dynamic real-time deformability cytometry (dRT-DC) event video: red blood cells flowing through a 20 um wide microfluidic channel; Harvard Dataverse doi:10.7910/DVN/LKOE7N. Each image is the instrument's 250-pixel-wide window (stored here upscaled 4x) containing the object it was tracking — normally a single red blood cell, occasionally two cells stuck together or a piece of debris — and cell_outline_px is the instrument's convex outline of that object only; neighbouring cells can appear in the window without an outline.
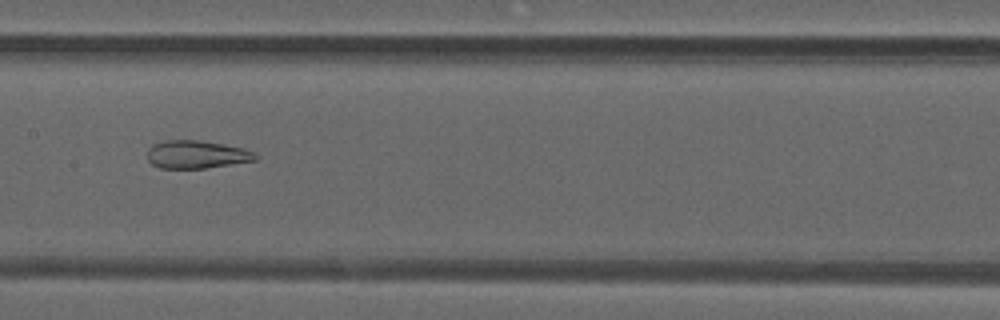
{"species": "common noctule bat (a hibernating species)", "species_latin": "Nyctalus noctula", "temperature_condition": "warm", "stored_images_in_passage": 49, "camera_frame_rate_fps": 3000, "um_per_image_px": 0.085, "animal": {"sex": "male", "forearm_length_mm": 52.5}, "frame": {"image": 1, "passage_image": 25, "time_ms": 8.0, "image_size_px": [1000, 320], "cell_outline_px": [[260, 156], [256, 160], [204, 168], [160, 168], [152, 164], [148, 160], [148, 148], [152, 144], [164, 140], [200, 140], [224, 144], [244, 148]], "centroid_in_image_um": [16.69, 13.12], "position_along_channel_um": 190.7, "area_um2": 17.63}}
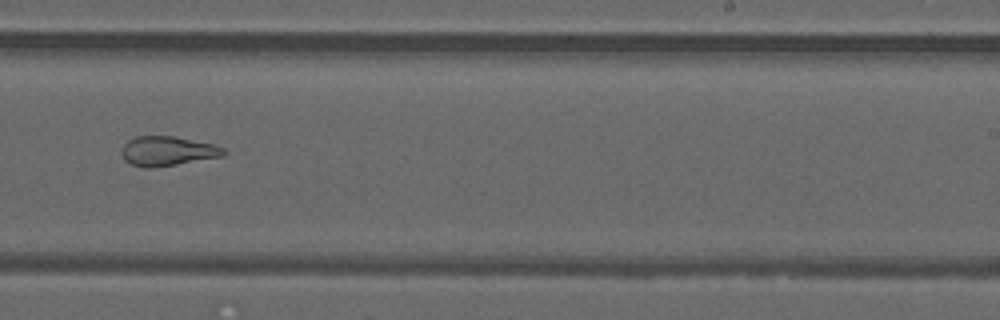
{"frame": {"image": 2, "passage_image": 31, "time_ms": 10.0, "image_size_px": [1000, 320], "cell_outline_px": [[228, 152], [224, 156], [152, 168], [148, 168], [132, 164], [124, 160], [120, 152], [124, 144], [128, 140], [136, 136], [172, 136], [212, 144], [224, 148]], "centroid_in_image_um": [14.22, 12.84], "position_along_channel_um": 274.8, "area_um2": 17.46}}
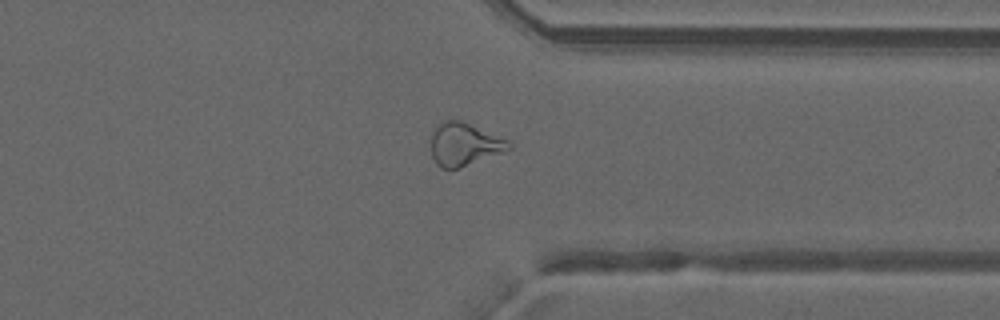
{"frame": {"image": 3, "passage_image": 38, "time_ms": 12.333, "image_size_px": [1000, 320], "cell_outline_px": [[512, 148], [456, 168], [440, 168], [436, 164], [432, 156], [428, 140], [432, 128], [440, 120], [452, 116], [508, 140], [512, 144]], "centroid_in_image_um": [39.34, 12.18], "position_along_channel_um": 372.1, "area_um2": 19.88}, "authors_computed_cell_mechanics": {"area_um2": 23.2934, "velocity_mm_per_s": 4.2295, "shape_relaxation_time_tau1_ms": null, "shape_relaxation_time_tau2_ms": 1.7584, "deformation_change_tau1": null, "deformation_change_tau2": 0.1108}}